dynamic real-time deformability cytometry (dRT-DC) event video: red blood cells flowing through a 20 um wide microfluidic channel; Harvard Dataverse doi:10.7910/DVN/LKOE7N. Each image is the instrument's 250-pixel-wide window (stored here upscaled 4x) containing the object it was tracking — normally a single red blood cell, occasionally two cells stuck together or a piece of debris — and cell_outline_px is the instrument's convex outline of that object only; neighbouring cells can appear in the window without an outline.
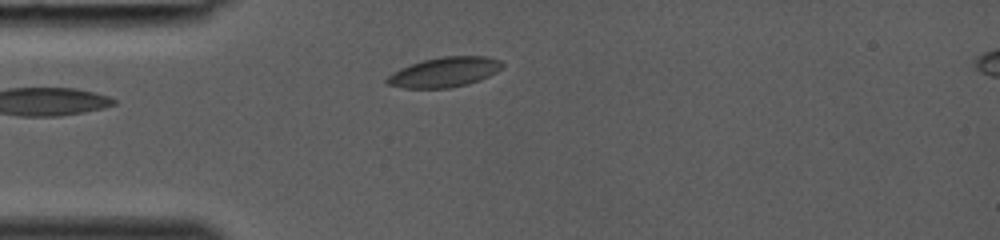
{"species": "common noctule bat (a hibernating species)", "species_latin": "Nyctalus noctula", "temperature_condition": "room temperature", "stored_images_in_passage": 27, "camera_frame_rate_fps": 3000, "um_per_image_px": 0.085, "animal": {"sex": "female", "body_mass_g": 19.0, "forearm_length_mm": 53.3}, "frame": {"image": 1, "passage_image": 1, "time_ms": 0.0, "image_size_px": [1000, 240], "cell_outline_px": [[504, 64], [496, 72], [480, 80], [468, 84], [448, 88], [404, 88], [388, 84], [384, 80], [392, 72], [400, 68], [424, 60], [444, 56], [484, 56], [500, 60]], "centroid_in_image_um": [37.77, 6.13], "position_along_channel_um": 47.2, "area_um2": 19.94}}
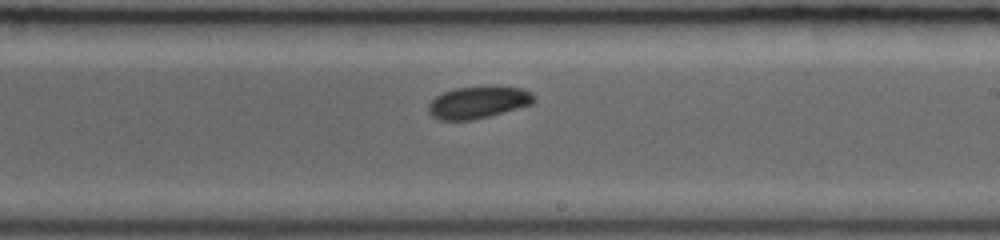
{"frame": {"image": 2, "passage_image": 14, "time_ms": 4.333, "image_size_px": [1000, 240], "cell_outline_px": [[536, 100], [532, 104], [488, 116], [472, 120], [436, 120], [428, 112], [428, 104], [436, 96], [444, 92], [456, 88], [492, 84], [520, 88], [532, 92], [536, 96]], "centroid_in_image_um": [40.66, 8.67], "position_along_channel_um": 248.3, "area_um2": 20.17}}
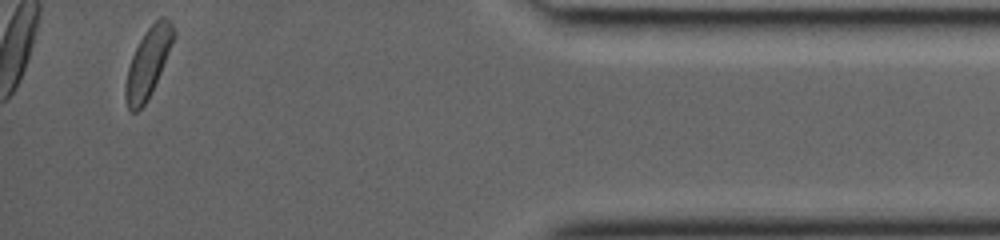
{"frame": {"image": 3, "passage_image": 27, "time_ms": 8.667, "image_size_px": [1000, 240], "cell_outline_px": [[176, 36], [152, 92], [148, 100], [136, 112], [132, 112], [128, 108], [124, 96], [124, 84], [128, 68], [132, 56], [144, 32], [160, 16], [164, 16], [172, 20], [176, 32]], "centroid_in_image_um": [12.6, 5.3], "position_along_channel_um": 422.6, "area_um2": 19.59}}